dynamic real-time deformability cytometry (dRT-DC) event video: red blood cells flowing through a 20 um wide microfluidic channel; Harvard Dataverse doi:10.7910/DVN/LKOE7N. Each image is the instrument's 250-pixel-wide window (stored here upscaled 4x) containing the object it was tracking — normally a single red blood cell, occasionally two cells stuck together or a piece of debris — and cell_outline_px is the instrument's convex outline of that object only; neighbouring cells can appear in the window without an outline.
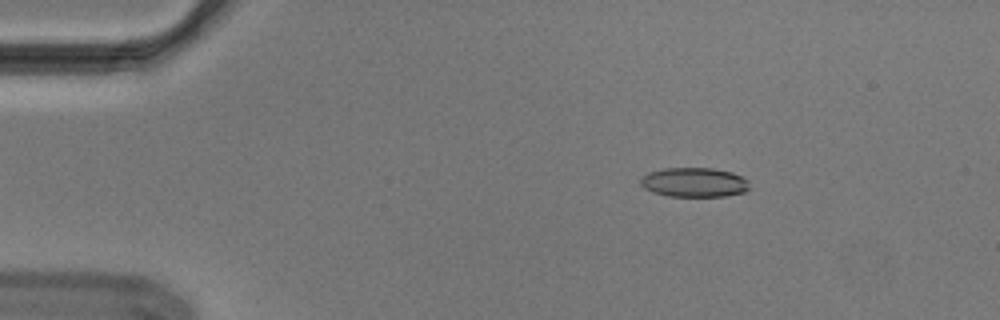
{"species": "Egyptian fruit bat (a non-hibernating species)", "species_latin": "Rousettus aegyptiacus", "temperature_condition": "cold", "stored_images_in_passage": 55, "segment_of_instrument_passage": [1, 2], "camera_frame_rate_fps": 3000, "um_per_image_px": 0.085, "animal": {"sex": "male"}, "frame": {"image": 1, "passage_image": 9, "time_ms": 2.667, "image_size_px": [1000, 320], "cell_outline_px": [[748, 188], [744, 192], [724, 196], [668, 196], [652, 192], [644, 188], [640, 184], [640, 176], [648, 172], [664, 168], [712, 168], [732, 172], [748, 180]], "centroid_in_image_um": [58.95, 15.49], "position_along_channel_um": 26.0, "area_um2": 18.73}}
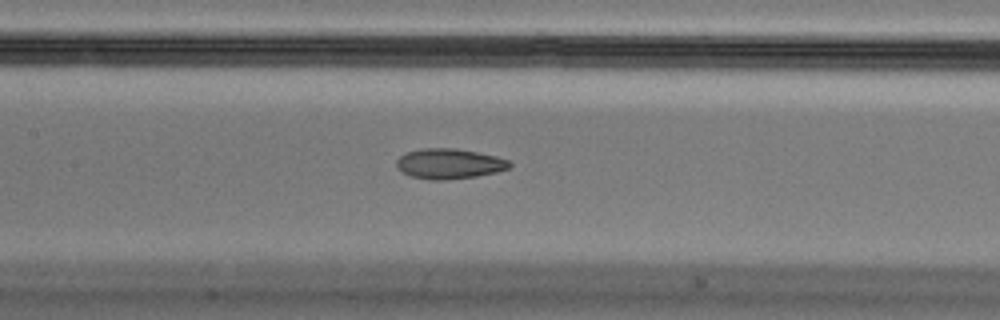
{"frame": {"image": 2, "passage_image": 26, "time_ms": 8.333, "image_size_px": [1000, 320], "cell_outline_px": [[512, 164], [508, 168], [496, 172], [476, 176], [444, 180], [432, 180], [412, 176], [400, 172], [396, 164], [396, 160], [400, 156], [408, 152], [420, 148], [456, 148], [496, 156], [508, 160]], "centroid_in_image_um": [38.16, 13.91], "position_along_channel_um": 169.2, "area_um2": 19.83}}
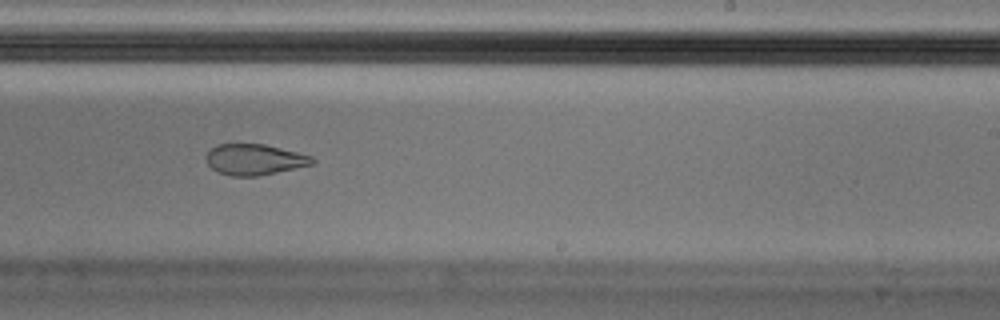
{"frame": {"image": 3, "passage_image": 34, "time_ms": 11.0, "image_size_px": [1000, 320], "cell_outline_px": [[316, 160], [312, 164], [276, 172], [256, 176], [232, 176], [216, 172], [208, 164], [204, 156], [216, 144], [264, 144], [312, 156]], "centroid_in_image_um": [21.59, 13.56], "position_along_channel_um": 267.4, "area_um2": 18.96}}